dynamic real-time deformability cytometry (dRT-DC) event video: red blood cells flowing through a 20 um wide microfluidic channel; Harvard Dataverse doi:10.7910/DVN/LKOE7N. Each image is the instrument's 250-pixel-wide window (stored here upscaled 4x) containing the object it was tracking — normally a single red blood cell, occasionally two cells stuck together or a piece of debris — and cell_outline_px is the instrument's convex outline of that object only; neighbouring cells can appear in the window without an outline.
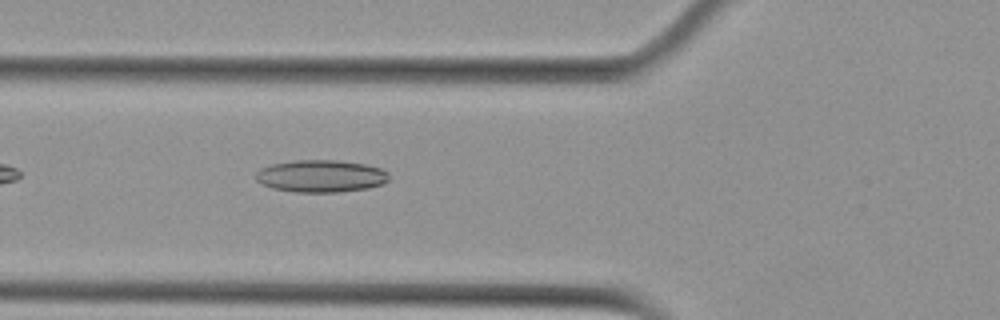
{"species": "Egyptian fruit bat (a non-hibernating species)", "species_latin": "Rousettus aegyptiacus", "temperature_condition": "cold", "stored_images_in_passage": 37, "camera_frame_rate_fps": 3000, "um_per_image_px": 0.085, "animal": {"sex": "female"}, "frame": {"image": 1, "passage_image": 3, "time_ms": 0.667, "image_size_px": [1000, 320], "cell_outline_px": [[388, 180], [384, 184], [368, 188], [336, 192], [296, 192], [272, 188], [256, 180], [256, 172], [260, 168], [272, 164], [296, 160], [336, 160], [368, 164], [380, 168], [388, 172]], "centroid_in_image_um": [27.3, 14.96], "position_along_channel_um": 98.5, "area_um2": 25.09}}
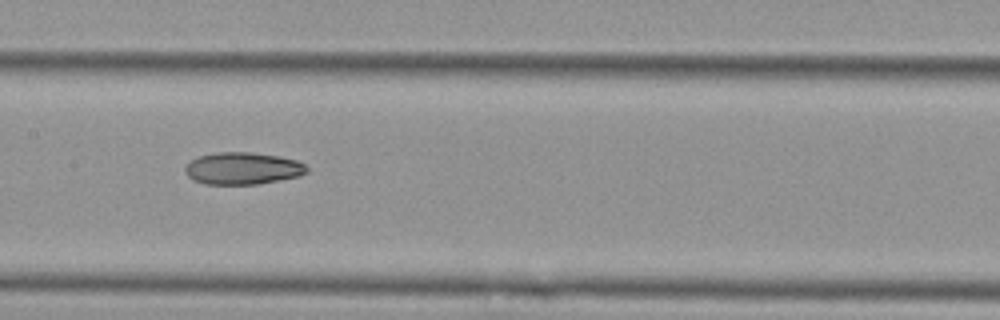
{"frame": {"image": 2, "passage_image": 10, "time_ms": 3.0, "image_size_px": [1000, 320], "cell_outline_px": [[308, 172], [300, 176], [280, 180], [256, 184], [204, 184], [192, 180], [184, 172], [184, 168], [192, 160], [200, 156], [216, 152], [248, 152], [280, 156], [296, 160], [304, 164], [308, 168]], "centroid_in_image_um": [20.63, 14.32], "position_along_channel_um": 186.8, "area_um2": 22.83}}
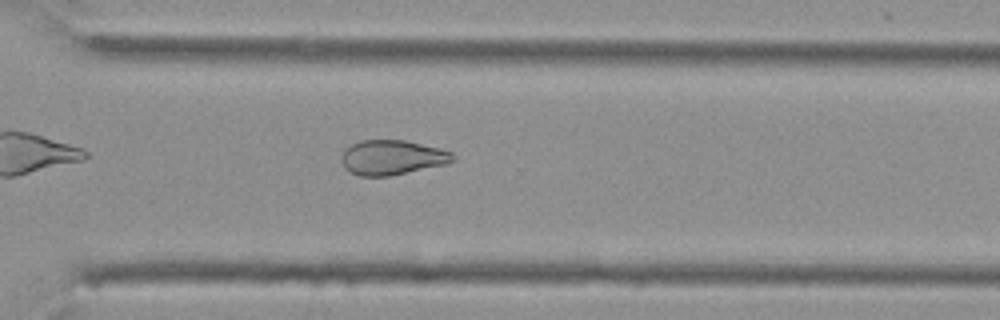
{"frame": {"image": 3, "passage_image": 22, "time_ms": 7.0, "image_size_px": [1000, 320], "cell_outline_px": [[456, 160], [444, 164], [388, 176], [360, 176], [344, 168], [344, 152], [352, 144], [360, 140], [404, 140], [440, 148], [452, 152], [456, 156]], "centroid_in_image_um": [33.38, 13.37], "position_along_channel_um": 337.2, "area_um2": 22.14}}